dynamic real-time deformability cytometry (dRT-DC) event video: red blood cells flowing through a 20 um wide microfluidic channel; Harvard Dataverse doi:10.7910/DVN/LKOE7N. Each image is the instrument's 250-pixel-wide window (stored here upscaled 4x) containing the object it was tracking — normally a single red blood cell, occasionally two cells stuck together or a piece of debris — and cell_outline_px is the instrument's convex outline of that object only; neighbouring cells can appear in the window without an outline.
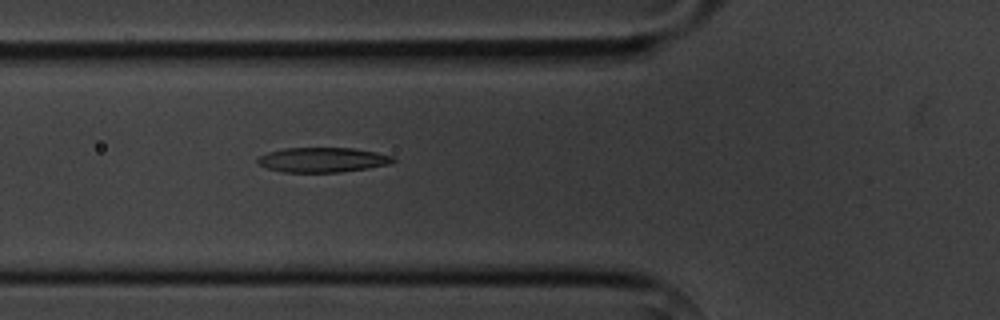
{"species": "common noctule bat (a hibernating species)", "species_latin": "Nyctalus noctula", "temperature_condition": "cold", "stored_images_in_passage": 6, "camera_frame_rate_fps": 3000, "um_per_image_px": 0.085, "animal": {"sex": "male", "body_mass_g": 20.1, "forearm_length_mm": 53.5}, "frame": {"image": 1, "passage_image": 6, "time_ms": 5.667, "image_size_px": [1000, 320], "cell_outline_px": [[396, 160], [388, 164], [368, 168], [340, 172], [284, 172], [268, 168], [260, 164], [256, 160], [260, 156], [268, 152], [284, 148], [352, 148], [376, 152], [392, 156]], "centroid_in_image_um": [27.42, 13.58], "position_along_channel_um": 98.4, "area_um2": 19.36}}